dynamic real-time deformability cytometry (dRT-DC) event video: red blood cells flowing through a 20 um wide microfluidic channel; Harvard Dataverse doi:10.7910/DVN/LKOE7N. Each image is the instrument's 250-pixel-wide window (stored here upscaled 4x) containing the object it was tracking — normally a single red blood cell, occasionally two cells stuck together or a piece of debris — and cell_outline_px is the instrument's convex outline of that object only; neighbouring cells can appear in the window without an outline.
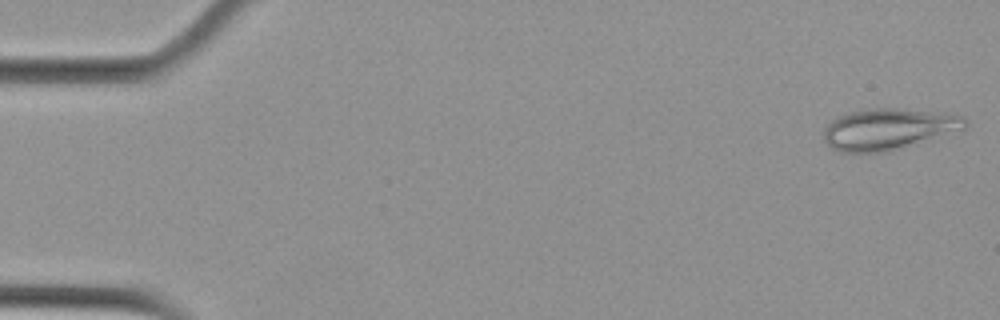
{"species": "Egyptian fruit bat (a non-hibernating species)", "species_latin": "Rousettus aegyptiacus", "temperature_condition": "cold", "stored_images_in_passage": 9, "camera_frame_rate_fps": 3000, "um_per_image_px": 0.085, "animal": {"sex": "female"}, "frame": {"image": 1, "passage_image": 1, "time_ms": 0.0, "image_size_px": [1000, 320], "cell_outline_px": [[968, 124], [964, 128], [888, 152], [840, 152], [832, 148], [824, 140], [824, 128], [836, 116], [848, 112], [876, 108], [896, 108], [948, 112], [964, 116], [968, 120]], "centroid_in_image_um": [75.51, 10.95], "position_along_channel_um": 9.5, "area_um2": 33.99}}